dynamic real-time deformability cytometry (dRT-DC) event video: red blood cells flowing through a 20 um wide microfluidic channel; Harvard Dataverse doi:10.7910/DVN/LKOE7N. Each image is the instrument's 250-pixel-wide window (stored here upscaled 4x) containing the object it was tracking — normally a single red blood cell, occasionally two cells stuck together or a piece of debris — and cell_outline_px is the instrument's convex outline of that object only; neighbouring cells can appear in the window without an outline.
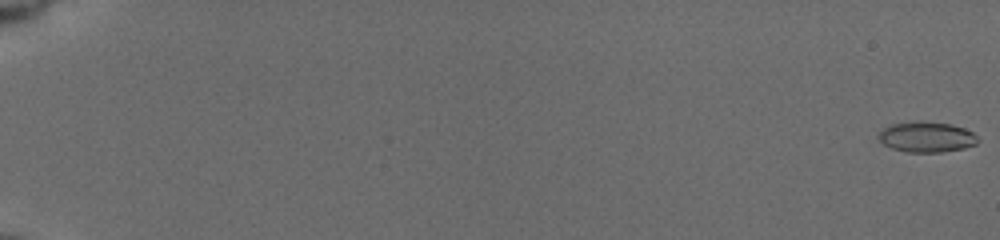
{"species": "common noctule bat (a hibernating species)", "species_latin": "Nyctalus noctula", "temperature_condition": "cold", "stored_images_in_passage": 58, "camera_frame_rate_fps": 3000, "um_per_image_px": 0.085, "animal": {"sex": "female", "body_mass_g": 19.5, "forearm_length_mm": 54.1}, "frame": {"image": 1, "passage_image": 1, "time_ms": 0.0, "image_size_px": [1000, 240], "cell_outline_px": [[980, 140], [976, 144], [964, 148], [940, 152], [908, 152], [892, 148], [884, 144], [876, 136], [884, 128], [892, 124], [948, 124], [964, 128], [972, 132]], "centroid_in_image_um": [78.78, 11.7], "position_along_channel_um": 6.2, "area_um2": 16.76}}
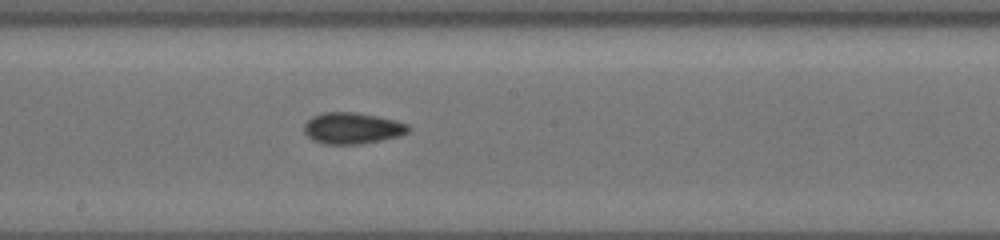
{"frame": {"image": 2, "passage_image": 35, "time_ms": 11.333, "image_size_px": [1000, 240], "cell_outline_px": [[408, 132], [396, 136], [380, 140], [360, 144], [324, 144], [312, 140], [304, 132], [304, 124], [312, 116], [324, 112], [356, 112], [396, 120], [408, 124]], "centroid_in_image_um": [29.9, 10.89], "position_along_channel_um": 218.3, "area_um2": 18.9}}
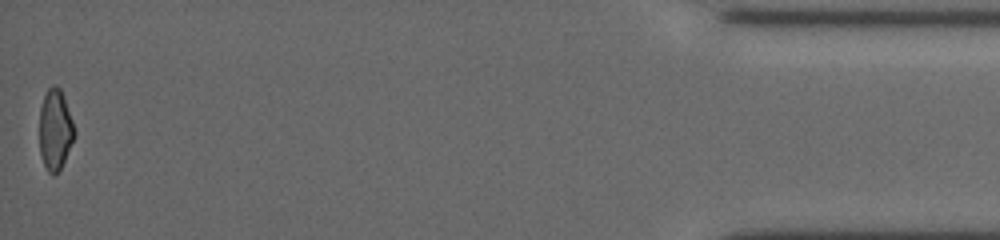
{"frame": {"image": 3, "passage_image": 58, "time_ms": 19.0, "image_size_px": [1000, 240], "cell_outline_px": [[76, 132], [64, 160], [60, 168], [52, 176], [48, 172], [44, 164], [40, 152], [40, 108], [44, 96], [48, 88], [52, 84], [56, 84], [60, 88], [64, 96]], "centroid_in_image_um": [4.69, 10.98], "position_along_channel_um": 430.5, "area_um2": 16.24}, "authors_computed_cell_mechanics": {"area_um2": 17.5134, "velocity_mm_per_s": 3.7782, "shape_relaxation_time_tau1_ms": 4.9647, "shape_relaxation_time_tau2_ms": 4.6031, "deformation_change_tau1": 0.1062, "deformation_change_tau2": 0.1031}}